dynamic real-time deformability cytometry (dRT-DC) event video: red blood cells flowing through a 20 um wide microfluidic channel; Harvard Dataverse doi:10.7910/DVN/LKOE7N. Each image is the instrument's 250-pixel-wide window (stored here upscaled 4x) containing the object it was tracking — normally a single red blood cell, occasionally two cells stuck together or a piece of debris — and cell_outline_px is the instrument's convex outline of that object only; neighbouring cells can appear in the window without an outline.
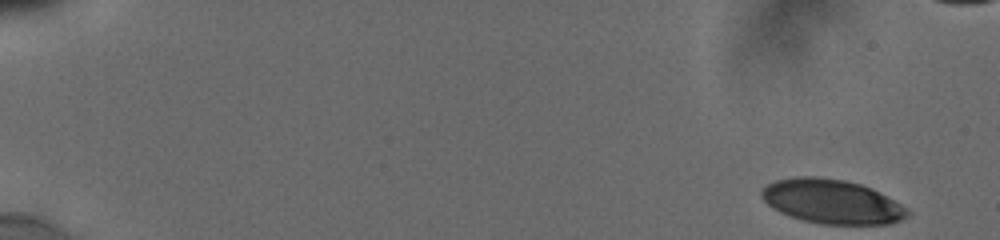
{"species": "human", "species_latin": "Homo sapiens", "temperature_condition": "cold", "stored_images_in_passage": 7, "camera_frame_rate_fps": 3000, "um_per_image_px": 0.085, "donor": {"sex": "male"}, "frame": {"image": 1, "passage_image": 1, "time_ms": 0.0, "image_size_px": [1000, 240], "cell_outline_px": [[912, 212], [908, 216], [900, 220], [888, 224], [820, 224], [804, 220], [780, 212], [772, 208], [760, 196], [760, 192], [768, 184], [776, 180], [800, 176], [812, 176], [844, 180], [860, 184], [872, 188], [908, 208]], "centroid_in_image_um": [70.73, 17.13], "position_along_channel_um": 14.3, "area_um2": 37.45}}